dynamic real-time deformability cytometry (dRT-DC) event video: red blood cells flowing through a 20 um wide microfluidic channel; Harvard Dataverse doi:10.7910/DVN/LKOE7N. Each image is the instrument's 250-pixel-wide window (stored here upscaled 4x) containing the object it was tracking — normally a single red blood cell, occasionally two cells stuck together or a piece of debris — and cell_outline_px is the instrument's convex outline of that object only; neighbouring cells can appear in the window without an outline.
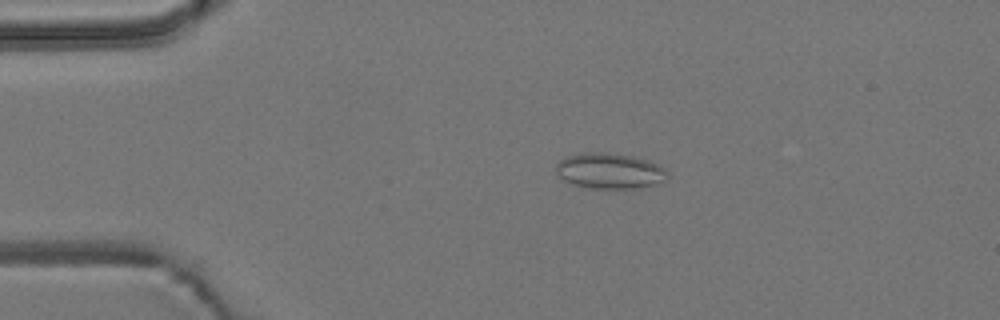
{"species": "common noctule bat (a hibernating species)", "species_latin": "Nyctalus noctula", "temperature_condition": "room temperature", "stored_images_in_passage": 6, "camera_frame_rate_fps": 3000, "um_per_image_px": 0.085, "animal": {"sex": "male", "body_mass_g": 19.2, "forearm_length_mm": 51.8}, "frame": {"image": 1, "passage_image": 4, "time_ms": 1.0, "image_size_px": [1000, 320], "cell_outline_px": [[668, 180], [652, 184], [632, 188], [592, 188], [572, 184], [564, 180], [556, 172], [556, 164], [560, 160], [568, 156], [584, 152], [608, 152], [632, 156], [648, 160], [664, 168], [668, 172]], "centroid_in_image_um": [51.82, 14.51], "position_along_channel_um": 33.2, "area_um2": 23.0}}